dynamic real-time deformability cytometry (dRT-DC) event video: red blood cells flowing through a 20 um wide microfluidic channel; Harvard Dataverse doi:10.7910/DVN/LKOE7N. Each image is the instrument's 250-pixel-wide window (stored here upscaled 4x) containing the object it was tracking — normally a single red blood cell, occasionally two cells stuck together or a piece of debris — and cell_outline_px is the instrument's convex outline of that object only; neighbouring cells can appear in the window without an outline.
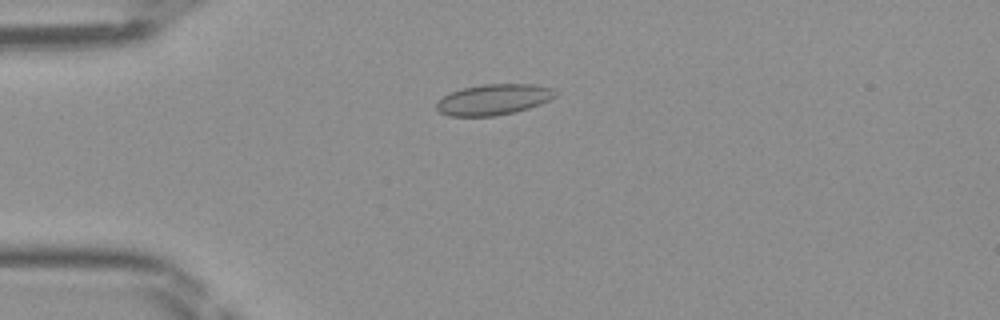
{"species": "Egyptian fruit bat (a non-hibernating species)", "species_latin": "Rousettus aegyptiacus", "temperature_condition": "room temperature", "stored_images_in_passage": 48, "camera_frame_rate_fps": 3000, "um_per_image_px": 0.085, "frame": {"image": 1, "passage_image": 12, "time_ms": 3.667, "image_size_px": [1000, 320], "cell_outline_px": [[556, 96], [540, 104], [528, 108], [496, 116], [448, 116], [440, 112], [436, 108], [436, 104], [444, 96], [452, 92], [464, 88], [480, 84], [532, 84], [552, 88], [556, 92]], "centroid_in_image_um": [41.95, 8.46], "position_along_channel_um": 43.1, "area_um2": 21.1}}
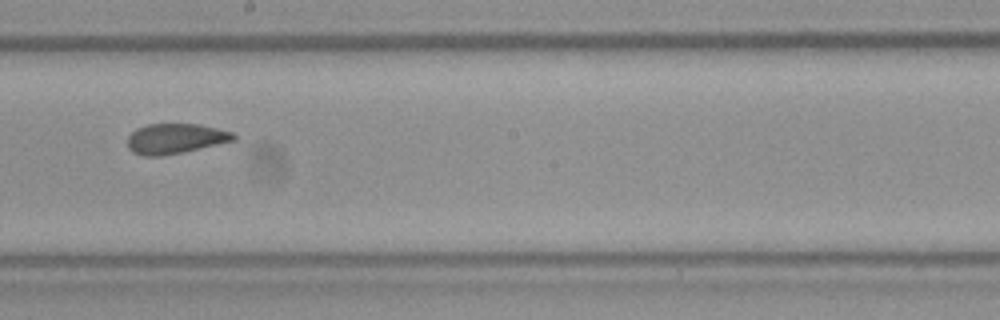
{"frame": {"image": 2, "passage_image": 27, "time_ms": 8.667, "image_size_px": [1000, 320], "cell_outline_px": [[236, 140], [184, 152], [164, 156], [144, 156], [132, 152], [128, 148], [128, 136], [136, 128], [148, 124], [200, 124], [236, 132]], "centroid_in_image_um": [14.93, 11.78], "position_along_channel_um": 233.3, "area_um2": 18.9}}
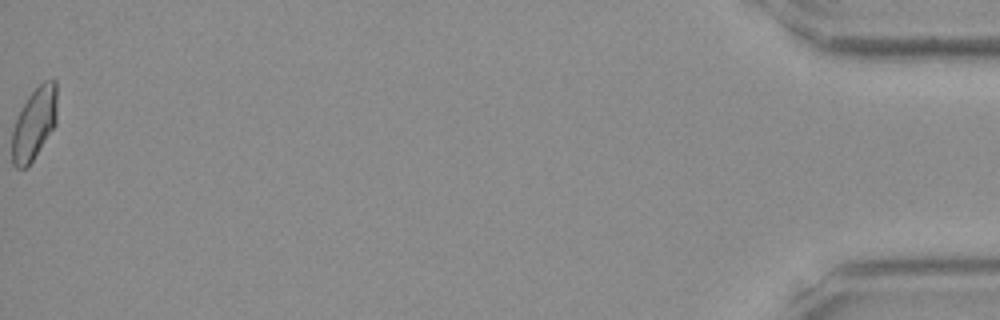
{"frame": {"image": 3, "passage_image": 48, "time_ms": 15.667, "image_size_px": [1000, 320], "cell_outline_px": [[56, 124], [28, 168], [16, 168], [12, 164], [12, 128], [16, 116], [20, 108], [28, 96], [44, 80], [56, 80]], "centroid_in_image_um": [2.88, 10.53], "position_along_channel_um": 432.3, "area_um2": 19.13}}